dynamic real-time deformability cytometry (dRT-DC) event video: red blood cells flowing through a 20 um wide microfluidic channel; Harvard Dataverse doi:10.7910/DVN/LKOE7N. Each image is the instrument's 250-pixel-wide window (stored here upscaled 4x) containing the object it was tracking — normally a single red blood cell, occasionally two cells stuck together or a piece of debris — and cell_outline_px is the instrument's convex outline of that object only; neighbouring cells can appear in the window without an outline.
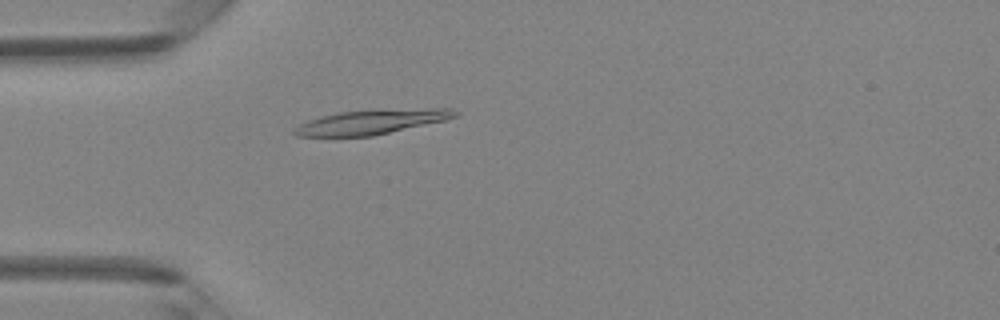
{"species": "Egyptian fruit bat (a non-hibernating species)", "species_latin": "Rousettus aegyptiacus", "temperature_condition": "room temperature", "stored_images_in_passage": 42, "camera_frame_rate_fps": 3000, "um_per_image_px": 0.085, "animal": {"sex": "female"}, "frame": {"image": 1, "passage_image": 8, "time_ms": 2.333, "image_size_px": [1000, 320], "cell_outline_px": [[460, 116], [448, 120], [372, 136], [296, 136], [292, 132], [292, 128], [308, 120], [320, 116], [340, 112], [428, 108], [452, 108], [460, 112]], "centroid_in_image_um": [31.64, 10.37], "position_along_channel_um": 53.4, "area_um2": 23.0}}
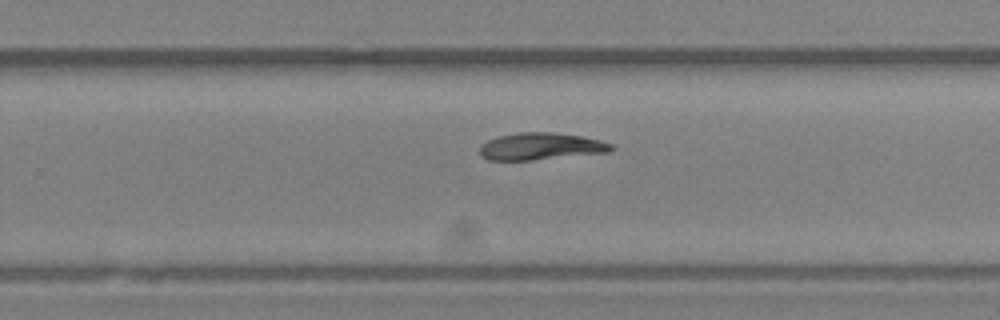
{"frame": {"image": 2, "passage_image": 25, "time_ms": 8.0, "image_size_px": [1000, 320], "cell_outline_px": [[612, 152], [532, 160], [488, 160], [480, 156], [480, 144], [496, 136], [520, 132], [552, 132], [580, 136], [600, 140], [612, 144]], "centroid_in_image_um": [45.94, 12.44], "position_along_channel_um": 283.9, "area_um2": 20.87}}
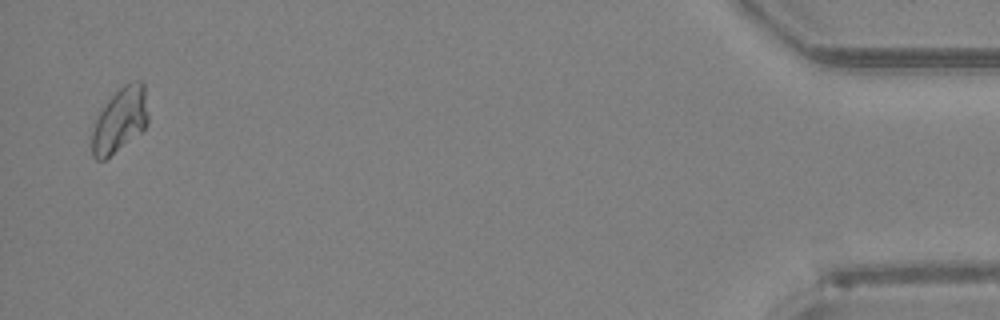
{"frame": {"image": 3, "passage_image": 41, "time_ms": 13.333, "image_size_px": [1000, 320], "cell_outline_px": [[148, 124], [140, 132], [104, 160], [96, 160], [92, 156], [92, 132], [96, 116], [108, 100], [124, 84], [136, 80], [140, 80], [144, 84], [148, 116]], "centroid_in_image_um": [10.18, 10.19], "position_along_channel_um": 425.0, "area_um2": 20.92}, "authors_computed_cell_mechanics": {"area_um2": 21.097, "velocity_mm_per_s": 4.2235, "shape_relaxation_time_tau1_ms": 9.0488, "shape_relaxation_time_tau2_ms": null, "deformation_change_tau1": 0.2178, "deformation_change_tau2": null}}